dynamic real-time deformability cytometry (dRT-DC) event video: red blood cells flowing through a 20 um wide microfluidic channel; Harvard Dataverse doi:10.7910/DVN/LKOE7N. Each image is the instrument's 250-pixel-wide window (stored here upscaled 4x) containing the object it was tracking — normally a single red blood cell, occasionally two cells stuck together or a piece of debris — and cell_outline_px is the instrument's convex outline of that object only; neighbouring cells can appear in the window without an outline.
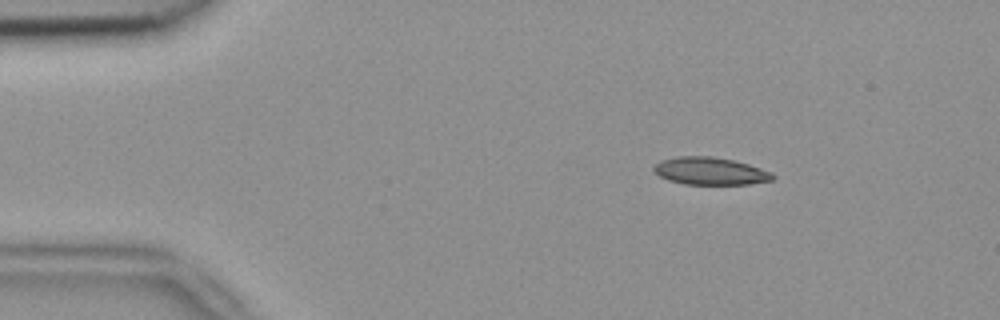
{"species": "common noctule bat (a hibernating species)", "species_latin": "Nyctalus noctula", "temperature_condition": "room temperature", "stored_images_in_passage": 4, "camera_frame_rate_fps": 3000, "um_per_image_px": 0.085, "animal": {"sex": "female", "body_mass_g": 18.4}, "frame": {"image": 1, "passage_image": 2, "time_ms": 0.333, "image_size_px": [1000, 320], "cell_outline_px": [[776, 176], [772, 180], [748, 184], [684, 184], [668, 180], [660, 176], [652, 168], [660, 160], [676, 156], [712, 156], [732, 160], [748, 164], [772, 172]], "centroid_in_image_um": [60.36, 14.53], "position_along_channel_um": 24.6, "area_um2": 19.02}}